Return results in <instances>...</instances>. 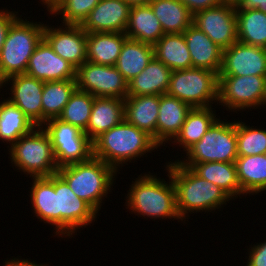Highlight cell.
<instances>
[{
    "label": "cell",
    "instance_id": "cell-1",
    "mask_svg": "<svg viewBox=\"0 0 266 266\" xmlns=\"http://www.w3.org/2000/svg\"><path fill=\"white\" fill-rule=\"evenodd\" d=\"M171 161L163 167L172 178L177 211L184 223L189 214L215 212L232 200L217 185L199 177L191 168L182 166L177 160Z\"/></svg>",
    "mask_w": 266,
    "mask_h": 266
},
{
    "label": "cell",
    "instance_id": "cell-2",
    "mask_svg": "<svg viewBox=\"0 0 266 266\" xmlns=\"http://www.w3.org/2000/svg\"><path fill=\"white\" fill-rule=\"evenodd\" d=\"M169 181L154 173H142L130 185L126 194V209L138 217L150 219H172L183 222L176 207V192L170 173L165 170ZM154 174V175H153ZM131 211V212H130ZM146 216V217H145Z\"/></svg>",
    "mask_w": 266,
    "mask_h": 266
},
{
    "label": "cell",
    "instance_id": "cell-3",
    "mask_svg": "<svg viewBox=\"0 0 266 266\" xmlns=\"http://www.w3.org/2000/svg\"><path fill=\"white\" fill-rule=\"evenodd\" d=\"M92 143L93 156L112 166L117 172L124 164L128 165L133 160L135 162L137 158L146 157L148 153L160 148L150 135L125 120L101 133Z\"/></svg>",
    "mask_w": 266,
    "mask_h": 266
},
{
    "label": "cell",
    "instance_id": "cell-4",
    "mask_svg": "<svg viewBox=\"0 0 266 266\" xmlns=\"http://www.w3.org/2000/svg\"><path fill=\"white\" fill-rule=\"evenodd\" d=\"M57 173L74 194L88 203L97 213L112 192L117 172L112 166L92 156L89 160L60 167ZM116 176V177H115Z\"/></svg>",
    "mask_w": 266,
    "mask_h": 266
},
{
    "label": "cell",
    "instance_id": "cell-5",
    "mask_svg": "<svg viewBox=\"0 0 266 266\" xmlns=\"http://www.w3.org/2000/svg\"><path fill=\"white\" fill-rule=\"evenodd\" d=\"M21 17V18H20ZM45 24L18 16L10 25L0 51V81L26 73L29 59L43 39Z\"/></svg>",
    "mask_w": 266,
    "mask_h": 266
},
{
    "label": "cell",
    "instance_id": "cell-6",
    "mask_svg": "<svg viewBox=\"0 0 266 266\" xmlns=\"http://www.w3.org/2000/svg\"><path fill=\"white\" fill-rule=\"evenodd\" d=\"M10 161L18 172L31 178L49 177L58 171L49 135L42 126L7 146ZM20 170V171H19Z\"/></svg>",
    "mask_w": 266,
    "mask_h": 266
},
{
    "label": "cell",
    "instance_id": "cell-7",
    "mask_svg": "<svg viewBox=\"0 0 266 266\" xmlns=\"http://www.w3.org/2000/svg\"><path fill=\"white\" fill-rule=\"evenodd\" d=\"M182 160V166L191 168L196 163L235 162L237 155L236 120H221L219 117L203 137L191 146Z\"/></svg>",
    "mask_w": 266,
    "mask_h": 266
},
{
    "label": "cell",
    "instance_id": "cell-8",
    "mask_svg": "<svg viewBox=\"0 0 266 266\" xmlns=\"http://www.w3.org/2000/svg\"><path fill=\"white\" fill-rule=\"evenodd\" d=\"M167 94L192 108L217 106L218 74L204 68L172 71Z\"/></svg>",
    "mask_w": 266,
    "mask_h": 266
},
{
    "label": "cell",
    "instance_id": "cell-9",
    "mask_svg": "<svg viewBox=\"0 0 266 266\" xmlns=\"http://www.w3.org/2000/svg\"><path fill=\"white\" fill-rule=\"evenodd\" d=\"M50 137L58 168L84 162L93 156L92 140L78 127L51 118L42 125Z\"/></svg>",
    "mask_w": 266,
    "mask_h": 266
},
{
    "label": "cell",
    "instance_id": "cell-10",
    "mask_svg": "<svg viewBox=\"0 0 266 266\" xmlns=\"http://www.w3.org/2000/svg\"><path fill=\"white\" fill-rule=\"evenodd\" d=\"M265 88V76H218L217 105L236 113L261 109Z\"/></svg>",
    "mask_w": 266,
    "mask_h": 266
},
{
    "label": "cell",
    "instance_id": "cell-11",
    "mask_svg": "<svg viewBox=\"0 0 266 266\" xmlns=\"http://www.w3.org/2000/svg\"><path fill=\"white\" fill-rule=\"evenodd\" d=\"M55 194L57 236L72 238L77 235L78 229L90 226L97 220L99 214L83 199L78 198L58 173H55Z\"/></svg>",
    "mask_w": 266,
    "mask_h": 266
},
{
    "label": "cell",
    "instance_id": "cell-12",
    "mask_svg": "<svg viewBox=\"0 0 266 266\" xmlns=\"http://www.w3.org/2000/svg\"><path fill=\"white\" fill-rule=\"evenodd\" d=\"M76 85L94 97L125 99L128 95V82L115 66L86 61L76 70Z\"/></svg>",
    "mask_w": 266,
    "mask_h": 266
},
{
    "label": "cell",
    "instance_id": "cell-13",
    "mask_svg": "<svg viewBox=\"0 0 266 266\" xmlns=\"http://www.w3.org/2000/svg\"><path fill=\"white\" fill-rule=\"evenodd\" d=\"M192 25L203 31L222 50L237 42L236 8L231 0L193 14Z\"/></svg>",
    "mask_w": 266,
    "mask_h": 266
},
{
    "label": "cell",
    "instance_id": "cell-14",
    "mask_svg": "<svg viewBox=\"0 0 266 266\" xmlns=\"http://www.w3.org/2000/svg\"><path fill=\"white\" fill-rule=\"evenodd\" d=\"M61 25V26H60ZM55 28L45 24L43 39L56 54L76 70L87 61V33L81 25L60 24Z\"/></svg>",
    "mask_w": 266,
    "mask_h": 266
},
{
    "label": "cell",
    "instance_id": "cell-15",
    "mask_svg": "<svg viewBox=\"0 0 266 266\" xmlns=\"http://www.w3.org/2000/svg\"><path fill=\"white\" fill-rule=\"evenodd\" d=\"M9 84L11 93L7 97L12 104L16 105L35 126L43 125L42 92L44 82L32 76L16 74L2 81V88Z\"/></svg>",
    "mask_w": 266,
    "mask_h": 266
},
{
    "label": "cell",
    "instance_id": "cell-16",
    "mask_svg": "<svg viewBox=\"0 0 266 266\" xmlns=\"http://www.w3.org/2000/svg\"><path fill=\"white\" fill-rule=\"evenodd\" d=\"M265 76L266 49L239 41L222 51L218 76Z\"/></svg>",
    "mask_w": 266,
    "mask_h": 266
},
{
    "label": "cell",
    "instance_id": "cell-17",
    "mask_svg": "<svg viewBox=\"0 0 266 266\" xmlns=\"http://www.w3.org/2000/svg\"><path fill=\"white\" fill-rule=\"evenodd\" d=\"M26 74L43 82L76 79V69L42 39L29 59Z\"/></svg>",
    "mask_w": 266,
    "mask_h": 266
},
{
    "label": "cell",
    "instance_id": "cell-18",
    "mask_svg": "<svg viewBox=\"0 0 266 266\" xmlns=\"http://www.w3.org/2000/svg\"><path fill=\"white\" fill-rule=\"evenodd\" d=\"M131 6L124 0H101L81 24L86 33H125Z\"/></svg>",
    "mask_w": 266,
    "mask_h": 266
},
{
    "label": "cell",
    "instance_id": "cell-19",
    "mask_svg": "<svg viewBox=\"0 0 266 266\" xmlns=\"http://www.w3.org/2000/svg\"><path fill=\"white\" fill-rule=\"evenodd\" d=\"M190 105L167 93L160 95V106L156 124V143L161 147L170 143L180 132ZM164 144V145H163Z\"/></svg>",
    "mask_w": 266,
    "mask_h": 266
},
{
    "label": "cell",
    "instance_id": "cell-20",
    "mask_svg": "<svg viewBox=\"0 0 266 266\" xmlns=\"http://www.w3.org/2000/svg\"><path fill=\"white\" fill-rule=\"evenodd\" d=\"M160 95L127 96L124 99V120L145 131L156 142V124Z\"/></svg>",
    "mask_w": 266,
    "mask_h": 266
},
{
    "label": "cell",
    "instance_id": "cell-21",
    "mask_svg": "<svg viewBox=\"0 0 266 266\" xmlns=\"http://www.w3.org/2000/svg\"><path fill=\"white\" fill-rule=\"evenodd\" d=\"M183 34L190 52L192 68H204L219 74L223 50L194 25L188 27Z\"/></svg>",
    "mask_w": 266,
    "mask_h": 266
},
{
    "label": "cell",
    "instance_id": "cell-22",
    "mask_svg": "<svg viewBox=\"0 0 266 266\" xmlns=\"http://www.w3.org/2000/svg\"><path fill=\"white\" fill-rule=\"evenodd\" d=\"M30 188L31 209L41 222L55 226L57 235V203L55 194V174L49 177L31 178Z\"/></svg>",
    "mask_w": 266,
    "mask_h": 266
},
{
    "label": "cell",
    "instance_id": "cell-23",
    "mask_svg": "<svg viewBox=\"0 0 266 266\" xmlns=\"http://www.w3.org/2000/svg\"><path fill=\"white\" fill-rule=\"evenodd\" d=\"M124 120V99L95 97L92 111L84 131L93 141L101 133L110 130Z\"/></svg>",
    "mask_w": 266,
    "mask_h": 266
},
{
    "label": "cell",
    "instance_id": "cell-24",
    "mask_svg": "<svg viewBox=\"0 0 266 266\" xmlns=\"http://www.w3.org/2000/svg\"><path fill=\"white\" fill-rule=\"evenodd\" d=\"M172 70L153 57L145 69L128 82V95L166 94L170 84Z\"/></svg>",
    "mask_w": 266,
    "mask_h": 266
},
{
    "label": "cell",
    "instance_id": "cell-25",
    "mask_svg": "<svg viewBox=\"0 0 266 266\" xmlns=\"http://www.w3.org/2000/svg\"><path fill=\"white\" fill-rule=\"evenodd\" d=\"M127 39L126 34L121 32L87 33V61L115 66Z\"/></svg>",
    "mask_w": 266,
    "mask_h": 266
},
{
    "label": "cell",
    "instance_id": "cell-26",
    "mask_svg": "<svg viewBox=\"0 0 266 266\" xmlns=\"http://www.w3.org/2000/svg\"><path fill=\"white\" fill-rule=\"evenodd\" d=\"M125 34L128 39L154 45L165 33L151 6L147 4L131 7Z\"/></svg>",
    "mask_w": 266,
    "mask_h": 266
},
{
    "label": "cell",
    "instance_id": "cell-27",
    "mask_svg": "<svg viewBox=\"0 0 266 266\" xmlns=\"http://www.w3.org/2000/svg\"><path fill=\"white\" fill-rule=\"evenodd\" d=\"M212 107L213 106L192 108L187 114L180 132L169 145H178L186 152L191 146L197 143L218 119V117H216L218 116L216 110Z\"/></svg>",
    "mask_w": 266,
    "mask_h": 266
},
{
    "label": "cell",
    "instance_id": "cell-28",
    "mask_svg": "<svg viewBox=\"0 0 266 266\" xmlns=\"http://www.w3.org/2000/svg\"><path fill=\"white\" fill-rule=\"evenodd\" d=\"M191 169L201 178L217 185L232 200L242 195L235 162L196 163Z\"/></svg>",
    "mask_w": 266,
    "mask_h": 266
},
{
    "label": "cell",
    "instance_id": "cell-29",
    "mask_svg": "<svg viewBox=\"0 0 266 266\" xmlns=\"http://www.w3.org/2000/svg\"><path fill=\"white\" fill-rule=\"evenodd\" d=\"M242 196L266 191V155L238 156L235 161Z\"/></svg>",
    "mask_w": 266,
    "mask_h": 266
},
{
    "label": "cell",
    "instance_id": "cell-30",
    "mask_svg": "<svg viewBox=\"0 0 266 266\" xmlns=\"http://www.w3.org/2000/svg\"><path fill=\"white\" fill-rule=\"evenodd\" d=\"M154 57L172 71L192 68L184 34H164L154 45Z\"/></svg>",
    "mask_w": 266,
    "mask_h": 266
},
{
    "label": "cell",
    "instance_id": "cell-31",
    "mask_svg": "<svg viewBox=\"0 0 266 266\" xmlns=\"http://www.w3.org/2000/svg\"><path fill=\"white\" fill-rule=\"evenodd\" d=\"M165 34H181L192 25L193 14L180 0L149 2Z\"/></svg>",
    "mask_w": 266,
    "mask_h": 266
},
{
    "label": "cell",
    "instance_id": "cell-32",
    "mask_svg": "<svg viewBox=\"0 0 266 266\" xmlns=\"http://www.w3.org/2000/svg\"><path fill=\"white\" fill-rule=\"evenodd\" d=\"M153 57V45L127 39L123 44L115 67L129 82L145 69Z\"/></svg>",
    "mask_w": 266,
    "mask_h": 266
},
{
    "label": "cell",
    "instance_id": "cell-33",
    "mask_svg": "<svg viewBox=\"0 0 266 266\" xmlns=\"http://www.w3.org/2000/svg\"><path fill=\"white\" fill-rule=\"evenodd\" d=\"M237 40L266 49V14L251 8H236Z\"/></svg>",
    "mask_w": 266,
    "mask_h": 266
},
{
    "label": "cell",
    "instance_id": "cell-34",
    "mask_svg": "<svg viewBox=\"0 0 266 266\" xmlns=\"http://www.w3.org/2000/svg\"><path fill=\"white\" fill-rule=\"evenodd\" d=\"M2 100L0 101V140L11 146L36 126L16 105L8 99Z\"/></svg>",
    "mask_w": 266,
    "mask_h": 266
},
{
    "label": "cell",
    "instance_id": "cell-35",
    "mask_svg": "<svg viewBox=\"0 0 266 266\" xmlns=\"http://www.w3.org/2000/svg\"><path fill=\"white\" fill-rule=\"evenodd\" d=\"M77 89L76 79L44 82L41 102L43 124L51 118H58L71 95Z\"/></svg>",
    "mask_w": 266,
    "mask_h": 266
},
{
    "label": "cell",
    "instance_id": "cell-36",
    "mask_svg": "<svg viewBox=\"0 0 266 266\" xmlns=\"http://www.w3.org/2000/svg\"><path fill=\"white\" fill-rule=\"evenodd\" d=\"M94 98L88 92L76 89L58 118L84 132L89 123Z\"/></svg>",
    "mask_w": 266,
    "mask_h": 266
},
{
    "label": "cell",
    "instance_id": "cell-37",
    "mask_svg": "<svg viewBox=\"0 0 266 266\" xmlns=\"http://www.w3.org/2000/svg\"><path fill=\"white\" fill-rule=\"evenodd\" d=\"M236 121L237 155L249 156L266 153V129Z\"/></svg>",
    "mask_w": 266,
    "mask_h": 266
},
{
    "label": "cell",
    "instance_id": "cell-38",
    "mask_svg": "<svg viewBox=\"0 0 266 266\" xmlns=\"http://www.w3.org/2000/svg\"><path fill=\"white\" fill-rule=\"evenodd\" d=\"M101 0H65L51 14L60 16L62 24L81 25Z\"/></svg>",
    "mask_w": 266,
    "mask_h": 266
},
{
    "label": "cell",
    "instance_id": "cell-39",
    "mask_svg": "<svg viewBox=\"0 0 266 266\" xmlns=\"http://www.w3.org/2000/svg\"><path fill=\"white\" fill-rule=\"evenodd\" d=\"M249 246L246 266H266V240Z\"/></svg>",
    "mask_w": 266,
    "mask_h": 266
},
{
    "label": "cell",
    "instance_id": "cell-40",
    "mask_svg": "<svg viewBox=\"0 0 266 266\" xmlns=\"http://www.w3.org/2000/svg\"><path fill=\"white\" fill-rule=\"evenodd\" d=\"M18 11H10L6 10V8L3 10L0 9V51L3 47V44L5 42L8 30L10 28L11 23L19 16Z\"/></svg>",
    "mask_w": 266,
    "mask_h": 266
},
{
    "label": "cell",
    "instance_id": "cell-41",
    "mask_svg": "<svg viewBox=\"0 0 266 266\" xmlns=\"http://www.w3.org/2000/svg\"><path fill=\"white\" fill-rule=\"evenodd\" d=\"M192 14L208 8L216 7L225 0H180Z\"/></svg>",
    "mask_w": 266,
    "mask_h": 266
},
{
    "label": "cell",
    "instance_id": "cell-42",
    "mask_svg": "<svg viewBox=\"0 0 266 266\" xmlns=\"http://www.w3.org/2000/svg\"><path fill=\"white\" fill-rule=\"evenodd\" d=\"M235 8L257 9L266 14V0H231Z\"/></svg>",
    "mask_w": 266,
    "mask_h": 266
},
{
    "label": "cell",
    "instance_id": "cell-43",
    "mask_svg": "<svg viewBox=\"0 0 266 266\" xmlns=\"http://www.w3.org/2000/svg\"><path fill=\"white\" fill-rule=\"evenodd\" d=\"M7 260V261H6ZM5 262L3 263V266H48V264H37L35 261L31 262L30 260L27 259H22L20 257H13L12 259L10 258L9 260L6 259Z\"/></svg>",
    "mask_w": 266,
    "mask_h": 266
},
{
    "label": "cell",
    "instance_id": "cell-44",
    "mask_svg": "<svg viewBox=\"0 0 266 266\" xmlns=\"http://www.w3.org/2000/svg\"><path fill=\"white\" fill-rule=\"evenodd\" d=\"M65 0H40L41 4L44 5V8L47 7V12L52 13L60 4ZM46 5V6H45Z\"/></svg>",
    "mask_w": 266,
    "mask_h": 266
},
{
    "label": "cell",
    "instance_id": "cell-45",
    "mask_svg": "<svg viewBox=\"0 0 266 266\" xmlns=\"http://www.w3.org/2000/svg\"><path fill=\"white\" fill-rule=\"evenodd\" d=\"M131 7L139 5H147L151 0H124Z\"/></svg>",
    "mask_w": 266,
    "mask_h": 266
},
{
    "label": "cell",
    "instance_id": "cell-46",
    "mask_svg": "<svg viewBox=\"0 0 266 266\" xmlns=\"http://www.w3.org/2000/svg\"><path fill=\"white\" fill-rule=\"evenodd\" d=\"M262 106L263 108H265L264 106H266V88H265V94H264Z\"/></svg>",
    "mask_w": 266,
    "mask_h": 266
},
{
    "label": "cell",
    "instance_id": "cell-47",
    "mask_svg": "<svg viewBox=\"0 0 266 266\" xmlns=\"http://www.w3.org/2000/svg\"><path fill=\"white\" fill-rule=\"evenodd\" d=\"M0 89H2V82L0 81ZM0 93H1V90H0Z\"/></svg>",
    "mask_w": 266,
    "mask_h": 266
}]
</instances>
